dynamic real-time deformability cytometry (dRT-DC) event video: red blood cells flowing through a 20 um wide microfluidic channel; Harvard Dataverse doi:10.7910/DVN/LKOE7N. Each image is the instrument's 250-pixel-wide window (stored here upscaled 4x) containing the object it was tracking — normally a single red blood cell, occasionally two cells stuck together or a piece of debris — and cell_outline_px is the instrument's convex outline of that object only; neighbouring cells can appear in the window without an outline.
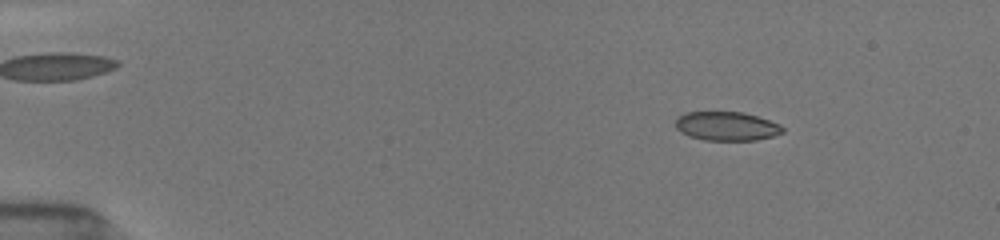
{"species": "common noctule bat (a hibernating species)", "species_latin": "Nyctalus noctula", "temperature_condition": "room temperature", "stored_images_in_passage": 71, "camera_frame_rate_fps": 3000, "um_per_image_px": 0.085, "animal": {"sex": "female", "body_mass_g": 19.5, "forearm_length_mm": 54.1}, "frame": {"image": 1, "passage_image": 10, "time_ms": 2.333, "image_size_px": [1000, 240], "cell_outline_px": [[784, 132], [772, 136], [756, 140], [704, 140], [688, 136], [680, 132], [676, 128], [676, 116], [684, 112], [744, 112], [780, 124], [784, 128]], "centroid_in_image_um": [61.73, 10.72], "position_along_channel_um": 23.3, "area_um2": 18.15}}
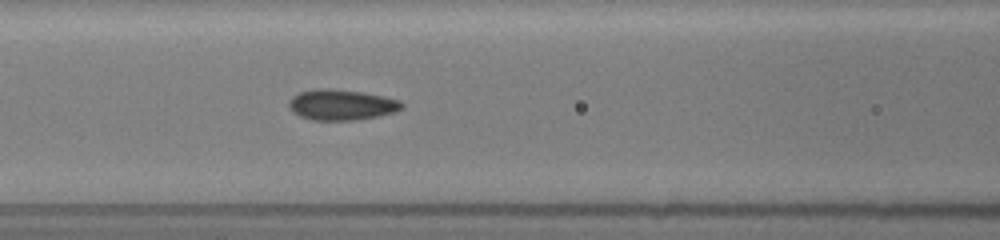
{"frame": {"image": 2, "passage_image": 32, "time_ms": 7.667, "image_size_px": [1000, 240], "cell_outline_px": [[404, 108], [396, 112], [380, 116], [356, 120], [312, 120], [300, 116], [292, 112], [288, 108], [288, 100], [292, 96], [300, 92], [316, 88], [328, 88], [360, 92], [384, 96], [400, 100], [404, 104]], "centroid_in_image_um": [29.03, 8.91], "position_along_channel_um": 137.6, "area_um2": 20.46}}
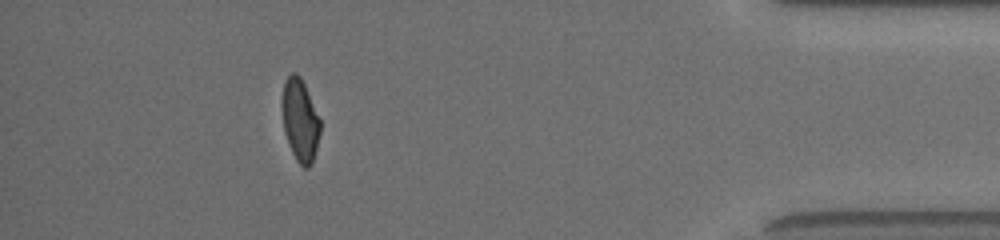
{"frame": {"image": 3, "passage_image": 63, "time_ms": 15.667, "image_size_px": [1000, 240], "cell_outline_px": [[320, 132], [312, 164], [308, 168], [304, 168], [296, 160], [288, 144], [284, 132], [280, 108], [280, 100], [284, 80], [292, 72], [296, 72], [300, 76], [304, 84], [320, 120]], "centroid_in_image_um": [25.46, 10.2], "position_along_channel_um": 409.7, "area_um2": 18.61}, "authors_computed_cell_mechanics": {"area_um2": 19.2474, "velocity_mm_per_s": 3.972, "shape_relaxation_time_tau1_ms": 5.538, "shape_relaxation_time_tau2_ms": 1.4696, "deformation_change_tau1": 0.1448, "deformation_change_tau2": 0.0537}}